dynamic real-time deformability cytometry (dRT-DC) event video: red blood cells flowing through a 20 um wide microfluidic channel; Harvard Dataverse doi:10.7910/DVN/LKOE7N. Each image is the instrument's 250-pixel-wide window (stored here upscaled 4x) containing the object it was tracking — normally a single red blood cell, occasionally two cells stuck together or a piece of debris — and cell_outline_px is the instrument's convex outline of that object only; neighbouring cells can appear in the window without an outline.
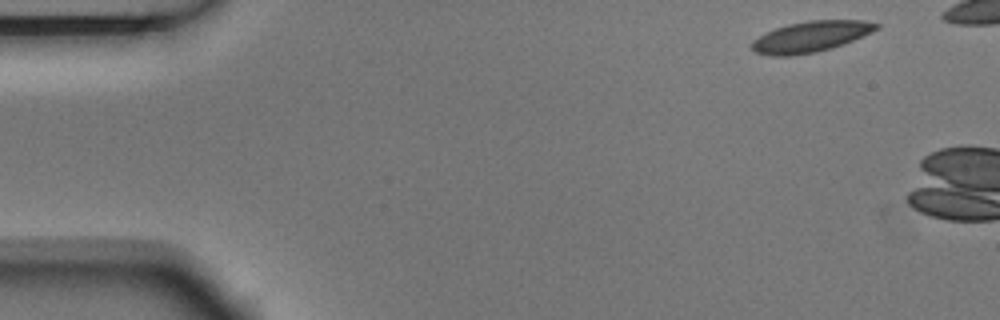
{"species": "Egyptian fruit bat (a non-hibernating species)", "species_latin": "Rousettus aegyptiacus", "temperature_condition": "room temperature", "stored_images_in_passage": 2, "camera_frame_rate_fps": 3000, "um_per_image_px": 0.085, "animal": {"sex": "male"}, "frame": {"image": 1, "passage_image": 1, "time_ms": 0.0, "image_size_px": [1000, 320], "cell_outline_px": [[880, 28], [872, 32], [844, 44], [832, 48], [816, 52], [788, 56], [772, 56], [756, 52], [752, 48], [752, 40], [776, 28], [788, 24], [808, 20], [864, 20], [880, 24]], "centroid_in_image_um": [68.96, 3.11], "position_along_channel_um": 16.0, "area_um2": 22.31}}